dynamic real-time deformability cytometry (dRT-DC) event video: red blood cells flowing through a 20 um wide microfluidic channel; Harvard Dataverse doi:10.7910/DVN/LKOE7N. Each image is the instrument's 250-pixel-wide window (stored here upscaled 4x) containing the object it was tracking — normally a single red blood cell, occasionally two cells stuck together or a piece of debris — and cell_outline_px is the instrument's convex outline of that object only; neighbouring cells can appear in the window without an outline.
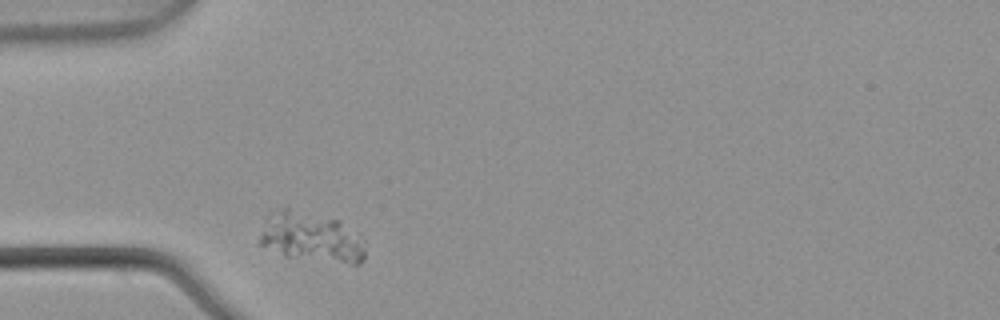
{"species": "common noctule bat (a hibernating species)", "species_latin": "Nyctalus noctula", "temperature_condition": "warm", "stored_images_in_passage": 1, "camera_frame_rate_fps": 3000, "um_per_image_px": 0.085, "animal": {"sex": "male", "body_mass_g": 21.5, "forearm_length_mm": 52.0}, "frame": {"image": 1, "passage_image": 1, "time_ms": 0.0, "image_size_px": [1000, 320], "cell_outline_px": [[364, 260], [360, 264], [352, 264], [284, 256], [256, 244], [268, 212], [272, 208], [288, 204], [340, 220], [364, 240]], "centroid_in_image_um": [26.36, 20.09], "position_along_channel_um": 58.6, "area_um2": 31.96}}